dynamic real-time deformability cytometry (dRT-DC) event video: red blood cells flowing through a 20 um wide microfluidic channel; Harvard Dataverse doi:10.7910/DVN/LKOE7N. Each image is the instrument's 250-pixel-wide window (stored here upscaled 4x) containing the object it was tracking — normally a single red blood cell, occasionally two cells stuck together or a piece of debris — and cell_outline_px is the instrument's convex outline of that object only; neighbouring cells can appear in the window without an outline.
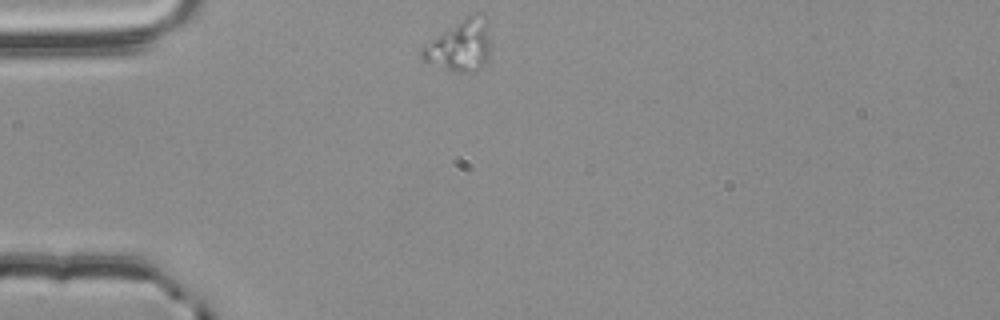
{"species": "common noctule bat (a hibernating species)", "species_latin": "Nyctalus noctula", "temperature_condition": "room temperature", "stored_images_in_passage": 43, "camera_frame_rate_fps": 3000, "um_per_image_px": 0.085, "animal": {"sex": "male", "body_mass_g": 20.4}, "frame": {"image": 1, "passage_image": 1, "time_ms": 0.0, "image_size_px": [1000, 320], "cell_outline_px": [[488, 56], [484, 64], [476, 72], [452, 72], [420, 60], [420, 48], [468, 16], [484, 16], [488, 24]], "centroid_in_image_um": [39.06, 3.96], "position_along_channel_um": 45.9, "area_um2": 19.88}}
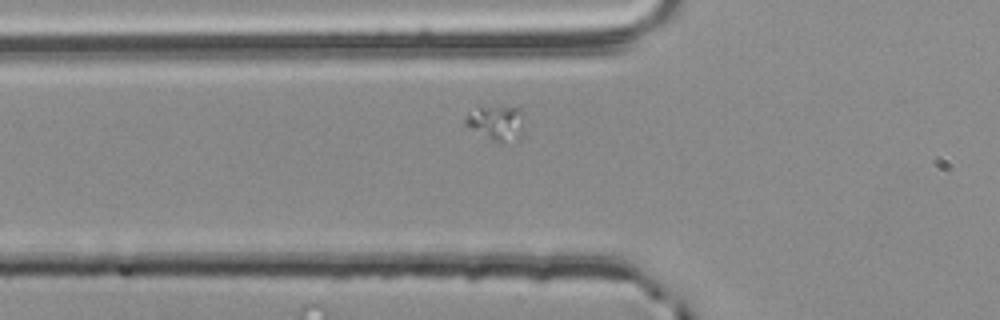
{"frame": {"image": 2, "passage_image": 6, "time_ms": 1.667, "image_size_px": [1000, 320], "cell_outline_px": [[524, 132], [520, 140], [504, 144], [500, 144], [492, 140], [464, 124], [464, 116], [468, 112], [480, 108], [500, 104], [520, 104], [524, 112]], "centroid_in_image_um": [42.33, 10.4], "position_along_channel_um": 83.5, "area_um2": 13.12}}